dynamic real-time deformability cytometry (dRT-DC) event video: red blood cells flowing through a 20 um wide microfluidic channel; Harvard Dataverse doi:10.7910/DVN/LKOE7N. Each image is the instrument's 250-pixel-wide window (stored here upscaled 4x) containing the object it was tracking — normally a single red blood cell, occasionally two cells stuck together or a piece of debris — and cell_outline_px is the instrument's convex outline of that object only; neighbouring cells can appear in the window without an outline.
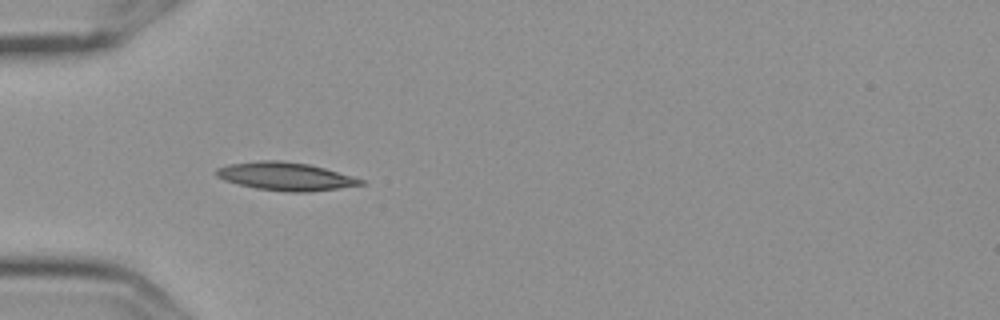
{"species": "Egyptian fruit bat (a non-hibernating species)", "species_latin": "Rousettus aegyptiacus", "temperature_condition": "cold", "stored_images_in_passage": 2, "camera_frame_rate_fps": 3000, "um_per_image_px": 0.085, "frame": {"image": 1, "passage_image": 1, "time_ms": 0.0, "image_size_px": [1000, 320], "cell_outline_px": [[364, 184], [308, 192], [292, 192], [256, 188], [224, 180], [216, 176], [212, 172], [216, 168], [228, 164], [260, 160], [280, 160], [308, 164], [324, 168], [352, 176], [364, 180]], "centroid_in_image_um": [24.21, 14.98], "position_along_channel_um": 60.8, "area_um2": 23.47}}
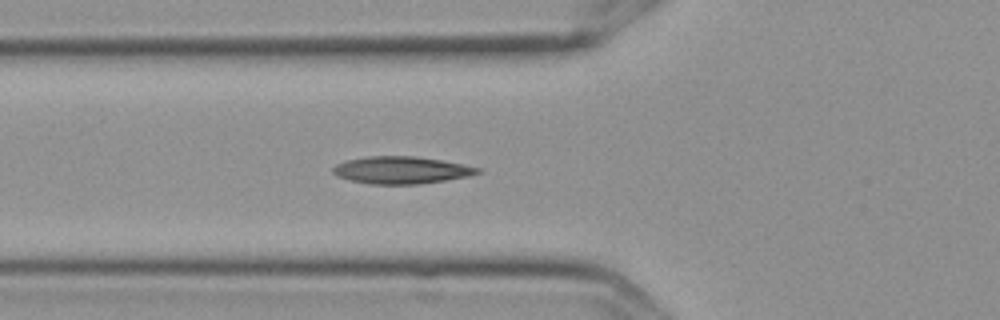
{"frame": {"image": 2, "passage_image": 2, "time_ms": 0.333, "image_size_px": [1000, 320], "cell_outline_px": [[484, 172], [468, 176], [444, 180], [416, 184], [368, 184], [336, 176], [332, 172], [332, 168], [336, 164], [348, 160], [368, 156], [416, 156], [464, 164], [480, 168]], "centroid_in_image_um": [34.12, 14.45], "position_along_channel_um": 91.7, "area_um2": 22.89}}